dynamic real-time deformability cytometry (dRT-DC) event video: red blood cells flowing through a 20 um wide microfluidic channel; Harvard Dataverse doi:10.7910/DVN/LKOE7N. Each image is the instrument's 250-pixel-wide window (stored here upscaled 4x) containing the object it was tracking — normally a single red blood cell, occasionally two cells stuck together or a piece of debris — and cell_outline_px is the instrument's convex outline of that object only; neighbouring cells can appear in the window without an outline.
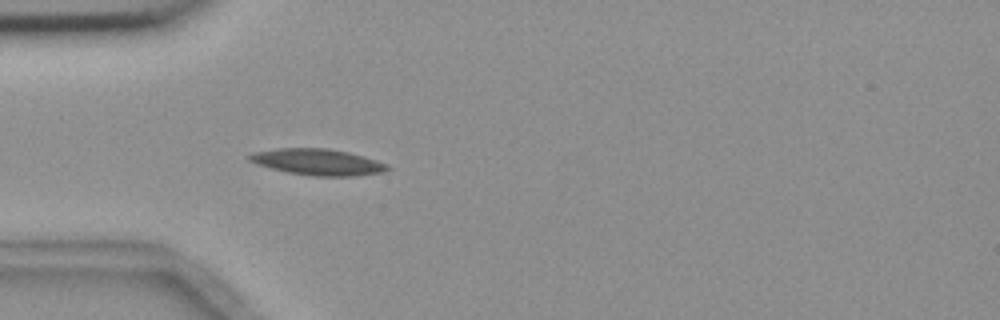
{"species": "common noctule bat (a hibernating species)", "species_latin": "Nyctalus noctula", "temperature_condition": "room temperature", "stored_images_in_passage": 5, "camera_frame_rate_fps": 3000, "um_per_image_px": 0.085, "animal": {"sex": "female", "body_mass_g": 18.4}, "frame": {"image": 1, "passage_image": 5, "time_ms": 4.667, "image_size_px": [1000, 320], "cell_outline_px": [[392, 168], [384, 172], [352, 176], [312, 176], [288, 172], [256, 164], [248, 160], [248, 156], [252, 152], [276, 148], [328, 148], [348, 152], [364, 156], [388, 164]], "centroid_in_image_um": [27.02, 13.76], "position_along_channel_um": 58.0, "area_um2": 21.21}}